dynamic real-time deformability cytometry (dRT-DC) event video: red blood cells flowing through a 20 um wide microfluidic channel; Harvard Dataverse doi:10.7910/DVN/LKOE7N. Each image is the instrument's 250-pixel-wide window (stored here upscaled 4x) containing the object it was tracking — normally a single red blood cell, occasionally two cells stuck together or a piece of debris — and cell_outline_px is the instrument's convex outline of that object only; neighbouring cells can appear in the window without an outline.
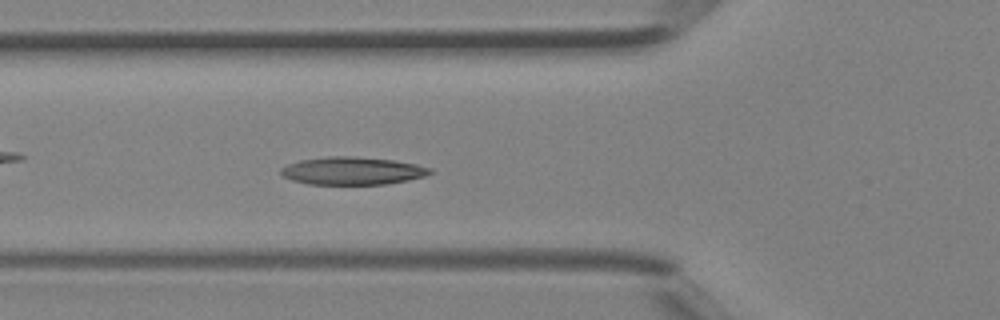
{"species": "Egyptian fruit bat (a non-hibernating species)", "species_latin": "Rousettus aegyptiacus", "temperature_condition": "room temperature", "stored_images_in_passage": 31, "camera_frame_rate_fps": 3000, "um_per_image_px": 0.085, "animal": {"sex": "female"}, "frame": {"image": 1, "passage_image": 10, "time_ms": 3.0, "image_size_px": [1000, 320], "cell_outline_px": [[432, 172], [424, 176], [408, 180], [384, 184], [308, 184], [292, 180], [284, 176], [280, 172], [280, 168], [288, 164], [300, 160], [328, 156], [356, 156], [392, 160], [416, 164], [432, 168]], "centroid_in_image_um": [29.94, 14.51], "position_along_channel_um": 95.9, "area_um2": 24.04}}
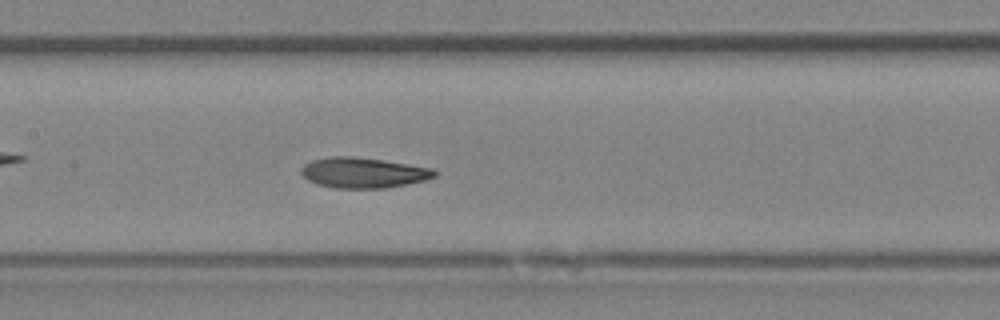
{"frame": {"image": 2, "passage_image": 15, "time_ms": 4.667, "image_size_px": [1000, 320], "cell_outline_px": [[440, 172], [436, 176], [424, 180], [408, 184], [388, 188], [336, 188], [316, 184], [308, 180], [300, 172], [300, 168], [304, 164], [312, 160], [332, 156], [352, 156], [408, 164], [432, 168]], "centroid_in_image_um": [30.88, 14.68], "position_along_channel_um": 176.5, "area_um2": 23.7}}
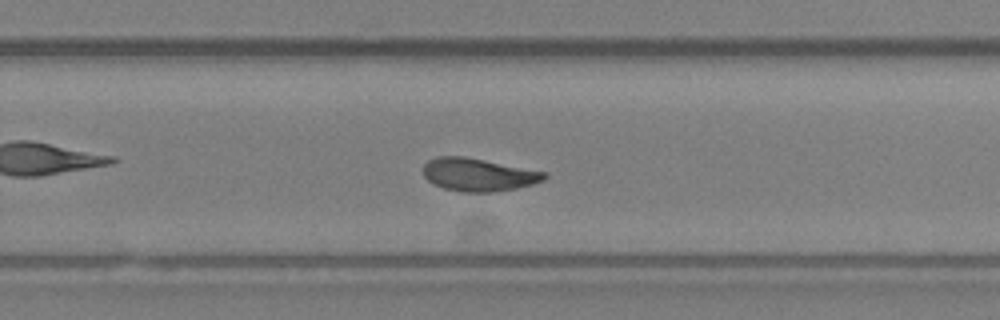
{"frame": {"image": 3, "passage_image": 22, "time_ms": 7.0, "image_size_px": [1000, 320], "cell_outline_px": [[548, 176], [544, 180], [532, 184], [516, 188], [492, 192], [460, 192], [444, 188], [432, 184], [424, 176], [424, 164], [428, 160], [436, 156], [464, 156], [548, 172]], "centroid_in_image_um": [40.66, 14.84], "position_along_channel_um": 289.1, "area_um2": 23.35}}